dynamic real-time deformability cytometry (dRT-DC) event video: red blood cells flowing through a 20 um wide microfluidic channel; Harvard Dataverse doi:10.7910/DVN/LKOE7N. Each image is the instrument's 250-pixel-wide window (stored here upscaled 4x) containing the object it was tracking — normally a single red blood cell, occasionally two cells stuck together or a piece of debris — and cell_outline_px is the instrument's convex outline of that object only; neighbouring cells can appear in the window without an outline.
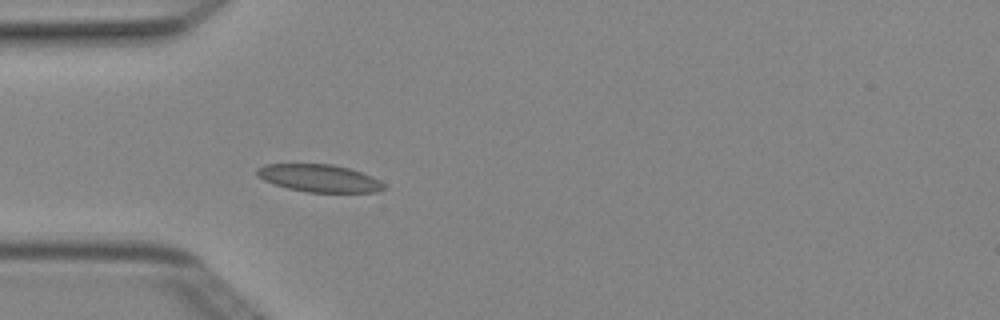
{"species": "Egyptian fruit bat (a non-hibernating species)", "species_latin": "Rousettus aegyptiacus", "temperature_condition": "cold", "stored_images_in_passage": 4, "camera_frame_rate_fps": 3000, "um_per_image_px": 0.085, "animal": {"sex": "female"}, "frame": {"image": 1, "passage_image": 4, "time_ms": 1.0, "image_size_px": [1000, 320], "cell_outline_px": [[388, 188], [380, 192], [308, 192], [288, 188], [264, 180], [256, 176], [256, 168], [264, 164], [332, 164], [348, 168], [372, 176], [380, 180]], "centroid_in_image_um": [27.16, 15.15], "position_along_channel_um": 57.8, "area_um2": 20.4}}